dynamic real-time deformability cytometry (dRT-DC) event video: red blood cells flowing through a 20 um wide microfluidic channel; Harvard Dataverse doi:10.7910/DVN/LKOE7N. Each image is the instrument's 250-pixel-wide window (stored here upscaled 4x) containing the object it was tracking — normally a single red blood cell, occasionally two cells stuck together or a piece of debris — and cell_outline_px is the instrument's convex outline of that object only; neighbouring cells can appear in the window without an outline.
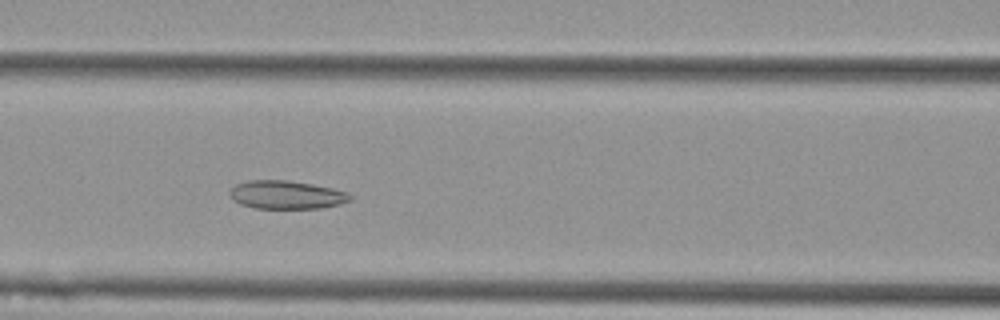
{"species": "Egyptian fruit bat (a non-hibernating species)", "species_latin": "Rousettus aegyptiacus", "temperature_condition": "cold", "stored_images_in_passage": 28, "camera_frame_rate_fps": 3000, "um_per_image_px": 0.085, "animal": {"sex": "female"}, "frame": {"image": 1, "passage_image": 18, "time_ms": 5.667, "image_size_px": [1000, 320], "cell_outline_px": [[352, 200], [340, 204], [320, 208], [256, 208], [240, 204], [232, 200], [228, 192], [236, 184], [248, 180], [288, 180], [312, 184], [332, 188], [348, 192], [352, 196]], "centroid_in_image_um": [24.34, 16.55], "position_along_channel_um": 142.3, "area_um2": 19.94}}
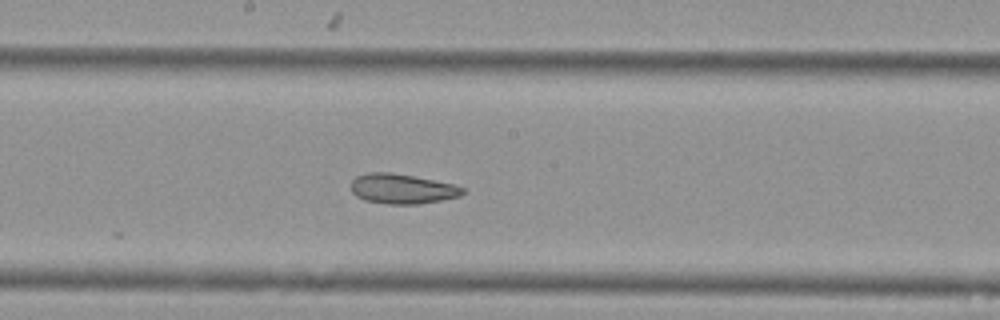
{"frame": {"image": 2, "passage_image": 24, "time_ms": 7.667, "image_size_px": [1000, 320], "cell_outline_px": [[464, 192], [460, 196], [440, 200], [416, 204], [388, 204], [364, 200], [356, 196], [352, 192], [352, 180], [356, 176], [368, 172], [392, 172], [456, 184], [464, 188]], "centroid_in_image_um": [34.18, 16.04], "position_along_channel_um": 214.0, "area_um2": 19.48}}
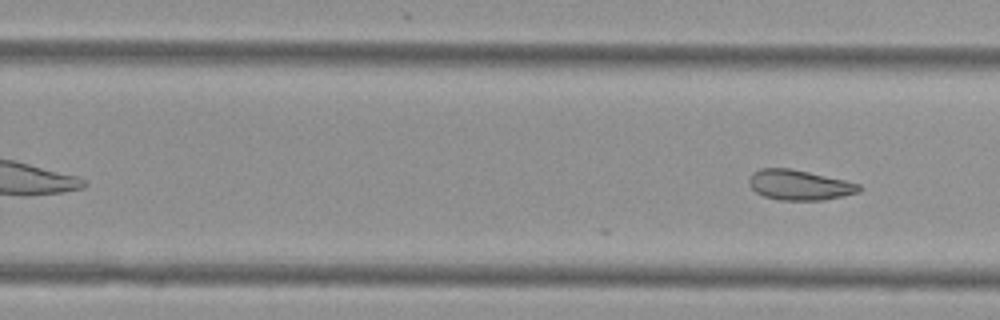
{"frame": {"image": 3, "passage_image": 28, "time_ms": 9.0, "image_size_px": [1000, 320], "cell_outline_px": [[860, 192], [844, 196], [824, 200], [780, 200], [764, 196], [756, 192], [748, 184], [748, 180], [752, 172], [760, 168], [792, 168], [844, 180], [860, 184]], "centroid_in_image_um": [67.92, 15.72], "position_along_channel_um": 261.9, "area_um2": 19.42}}